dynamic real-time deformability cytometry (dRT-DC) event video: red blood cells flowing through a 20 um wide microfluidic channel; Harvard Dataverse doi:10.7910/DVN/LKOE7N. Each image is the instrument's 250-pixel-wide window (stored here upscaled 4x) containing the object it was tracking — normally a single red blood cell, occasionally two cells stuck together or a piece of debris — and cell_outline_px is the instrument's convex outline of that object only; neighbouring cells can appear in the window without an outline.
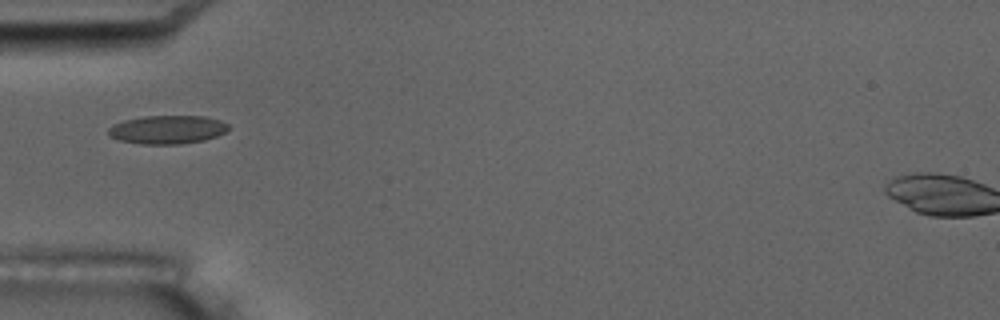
{"species": "common noctule bat (a hibernating species)", "species_latin": "Nyctalus noctula", "temperature_condition": "room temperature", "stored_images_in_passage": 9, "camera_frame_rate_fps": 3000, "um_per_image_px": 0.085, "animal": {"sex": "male", "body_mass_g": 17.5, "forearm_length_mm": 52.3}, "frame": {"image": 1, "passage_image": 6, "time_ms": 5.333, "image_size_px": [1000, 320], "cell_outline_px": [[228, 128], [224, 132], [216, 136], [204, 140], [180, 144], [140, 144], [120, 140], [108, 136], [108, 128], [112, 124], [124, 120], [144, 116], [204, 116], [220, 120], [228, 124]], "centroid_in_image_um": [14.19, 11.01], "position_along_channel_um": 70.8, "area_um2": 19.94}}
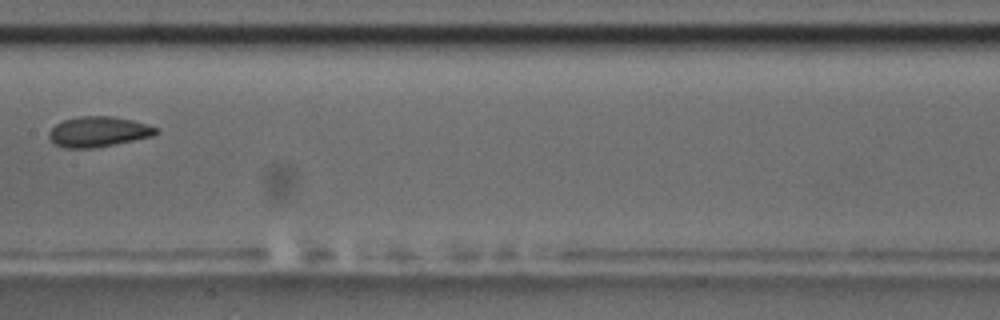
{"frame": {"image": 2, "passage_image": 9, "time_ms": 9.0, "image_size_px": [1000, 320], "cell_outline_px": [[160, 132], [152, 136], [92, 148], [64, 148], [56, 144], [48, 136], [48, 132], [56, 124], [64, 120], [80, 116], [112, 116], [132, 120], [160, 128]], "centroid_in_image_um": [8.37, 11.18], "position_along_channel_um": 199.0, "area_um2": 18.73}}